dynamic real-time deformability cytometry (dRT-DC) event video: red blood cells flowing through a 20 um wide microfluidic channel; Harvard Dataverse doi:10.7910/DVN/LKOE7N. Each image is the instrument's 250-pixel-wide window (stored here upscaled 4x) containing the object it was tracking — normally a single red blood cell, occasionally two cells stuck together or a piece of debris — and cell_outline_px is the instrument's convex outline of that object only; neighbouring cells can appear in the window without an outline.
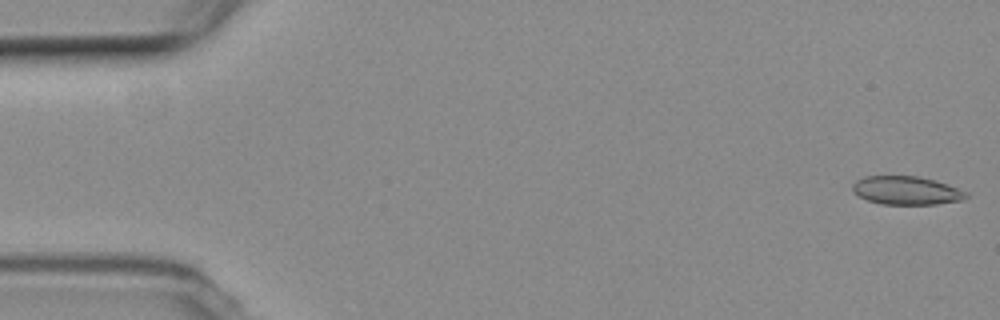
{"species": "common noctule bat (a hibernating species)", "species_latin": "Nyctalus noctula", "temperature_condition": "room temperature", "stored_images_in_passage": 6, "camera_frame_rate_fps": 3000, "um_per_image_px": 0.085, "animal": {"sex": "female", "body_mass_g": 19.3, "forearm_length_mm": 54.1}, "frame": {"image": 1, "passage_image": 1, "time_ms": 0.0, "image_size_px": [1000, 320], "cell_outline_px": [[968, 196], [964, 200], [936, 204], [880, 204], [868, 200], [852, 192], [852, 184], [856, 180], [864, 176], [920, 176], [936, 180], [968, 192]], "centroid_in_image_um": [77.05, 16.18], "position_along_channel_um": 8.0, "area_um2": 18.96}}
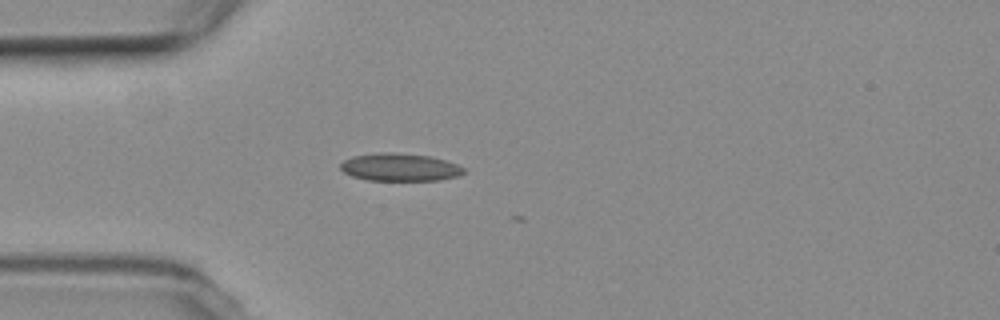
{"frame": {"image": 2, "passage_image": 5, "time_ms": 4.667, "image_size_px": [1000, 320], "cell_outline_px": [[464, 172], [456, 176], [440, 180], [368, 180], [352, 176], [344, 172], [340, 168], [340, 164], [344, 160], [352, 156], [388, 152], [392, 152], [432, 156], [448, 160], [464, 168]], "centroid_in_image_um": [33.99, 14.21], "position_along_channel_um": 51.0, "area_um2": 19.83}}